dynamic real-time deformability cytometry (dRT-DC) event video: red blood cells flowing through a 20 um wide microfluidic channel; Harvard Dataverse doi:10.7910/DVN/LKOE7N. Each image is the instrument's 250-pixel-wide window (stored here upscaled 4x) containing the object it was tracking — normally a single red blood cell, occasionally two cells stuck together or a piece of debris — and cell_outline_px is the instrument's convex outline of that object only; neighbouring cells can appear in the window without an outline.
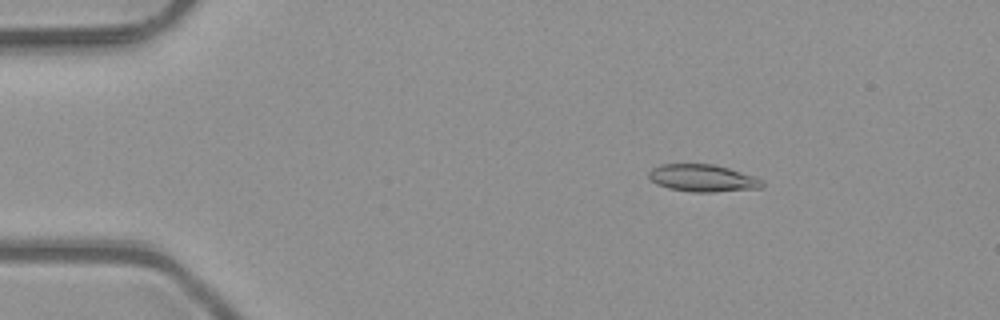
{"species": "common noctule bat (a hibernating species)", "species_latin": "Nyctalus noctula", "temperature_condition": "room temperature", "stored_images_in_passage": 50, "camera_frame_rate_fps": 3000, "um_per_image_px": 0.085, "animal": {"sex": "male", "body_mass_g": 23.1, "forearm_length_mm": 52.7}, "frame": {"image": 1, "passage_image": 8, "time_ms": 2.333, "image_size_px": [1000, 320], "cell_outline_px": [[764, 184], [760, 188], [712, 192], [692, 192], [668, 188], [656, 184], [648, 176], [648, 172], [652, 168], [660, 164], [712, 164], [728, 168], [764, 180]], "centroid_in_image_um": [59.7, 15.14], "position_along_channel_um": 25.3, "area_um2": 17.92}}
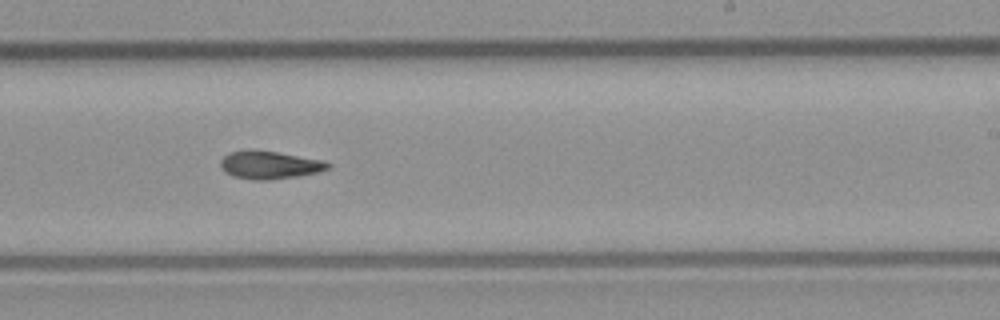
{"frame": {"image": 2, "passage_image": 31, "time_ms": 10.0, "image_size_px": [1000, 320], "cell_outline_px": [[332, 164], [328, 168], [320, 172], [296, 176], [268, 180], [252, 180], [232, 176], [224, 172], [220, 168], [220, 160], [228, 152], [252, 148], [324, 160]], "centroid_in_image_um": [22.87, 14.01], "position_along_channel_um": 266.1, "area_um2": 17.8}}
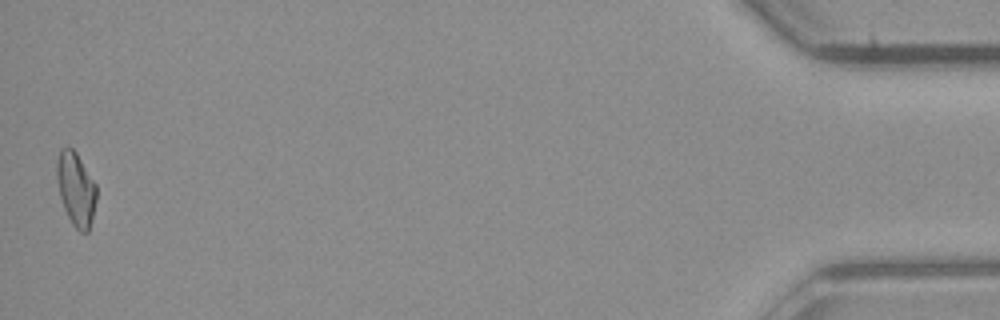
{"frame": {"image": 3, "passage_image": 50, "time_ms": 16.333, "image_size_px": [1000, 320], "cell_outline_px": [[96, 200], [88, 232], [80, 232], [72, 224], [64, 208], [60, 196], [56, 176], [56, 160], [60, 148], [72, 148], [76, 152], [96, 184]], "centroid_in_image_um": [6.44, 16.04], "position_along_channel_um": 428.8, "area_um2": 16.88}}